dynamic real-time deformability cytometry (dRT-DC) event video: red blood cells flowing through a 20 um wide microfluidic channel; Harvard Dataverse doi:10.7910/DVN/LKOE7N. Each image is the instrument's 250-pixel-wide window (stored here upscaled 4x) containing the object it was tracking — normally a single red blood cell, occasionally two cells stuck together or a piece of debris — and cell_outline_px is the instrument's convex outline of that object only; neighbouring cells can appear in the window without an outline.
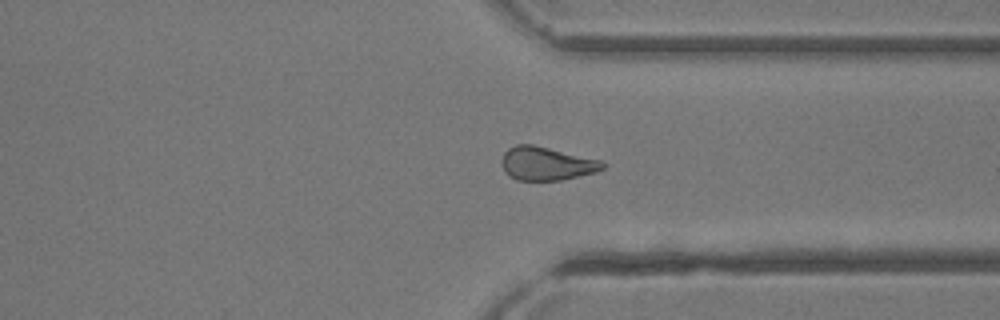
{"species": "common noctule bat (a hibernating species)", "species_latin": "Nyctalus noctula", "temperature_condition": "room temperature", "stored_images_in_passage": 37, "camera_frame_rate_fps": 3000, "um_per_image_px": 0.085, "animal": {"sex": "female"}, "frame": {"image": 1, "passage_image": 27, "time_ms": 8.667, "image_size_px": [1000, 320], "cell_outline_px": [[604, 168], [596, 172], [560, 180], [516, 180], [508, 176], [504, 172], [500, 160], [504, 152], [508, 148], [516, 144], [532, 144], [600, 160], [604, 164]], "centroid_in_image_um": [46.39, 13.9], "position_along_channel_um": 365.0, "area_um2": 19.65}}